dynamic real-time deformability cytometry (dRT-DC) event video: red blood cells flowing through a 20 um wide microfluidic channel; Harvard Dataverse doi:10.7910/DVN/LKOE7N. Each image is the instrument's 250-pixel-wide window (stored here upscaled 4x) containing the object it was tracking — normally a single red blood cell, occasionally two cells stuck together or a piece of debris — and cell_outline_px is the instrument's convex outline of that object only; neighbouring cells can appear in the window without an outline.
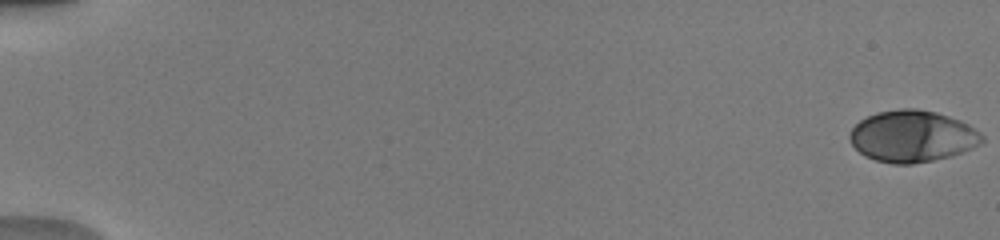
{"species": "human", "species_latin": "Homo sapiens", "temperature_condition": "warm", "stored_images_in_passage": 26, "camera_frame_rate_fps": 3000, "um_per_image_px": 0.085, "donor": {"sex": "male"}, "frame": {"image": 1, "passage_image": 1, "time_ms": 0.0, "image_size_px": [1000, 240], "cell_outline_px": [[984, 140], [980, 144], [972, 148], [948, 156], [932, 160], [912, 164], [892, 164], [876, 160], [864, 156], [852, 144], [848, 136], [852, 128], [860, 120], [876, 112], [900, 108], [916, 108], [936, 112], [960, 120], [968, 124], [980, 132], [984, 136]], "centroid_in_image_um": [77.54, 11.57], "position_along_channel_um": 7.5, "area_um2": 39.77}}
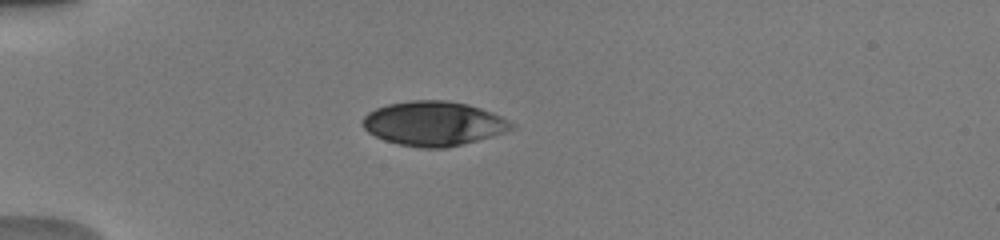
{"frame": {"image": 2, "passage_image": 13, "time_ms": 5.0, "image_size_px": [1000, 240], "cell_outline_px": [[516, 128], [504, 132], [476, 140], [444, 148], [424, 148], [400, 144], [384, 140], [368, 132], [360, 124], [364, 116], [368, 112], [376, 108], [388, 104], [412, 100], [448, 100], [468, 104], [492, 112], [500, 116], [512, 124]], "centroid_in_image_um": [36.81, 10.48], "position_along_channel_um": 48.2, "area_um2": 38.21}}
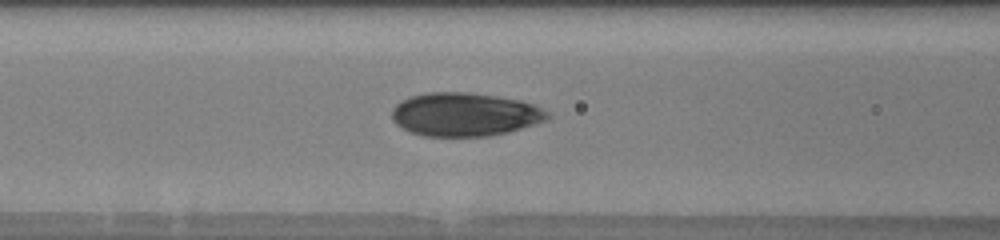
{"frame": {"image": 3, "passage_image": 23, "time_ms": 7.667, "image_size_px": [1000, 240], "cell_outline_px": [[552, 116], [544, 120], [508, 132], [488, 136], [424, 136], [412, 132], [396, 124], [392, 120], [392, 108], [400, 100], [408, 96], [428, 92], [468, 92], [496, 96], [520, 100], [536, 104], [548, 112]], "centroid_in_image_um": [39.48, 9.71], "position_along_channel_um": 127.1, "area_um2": 39.48}}